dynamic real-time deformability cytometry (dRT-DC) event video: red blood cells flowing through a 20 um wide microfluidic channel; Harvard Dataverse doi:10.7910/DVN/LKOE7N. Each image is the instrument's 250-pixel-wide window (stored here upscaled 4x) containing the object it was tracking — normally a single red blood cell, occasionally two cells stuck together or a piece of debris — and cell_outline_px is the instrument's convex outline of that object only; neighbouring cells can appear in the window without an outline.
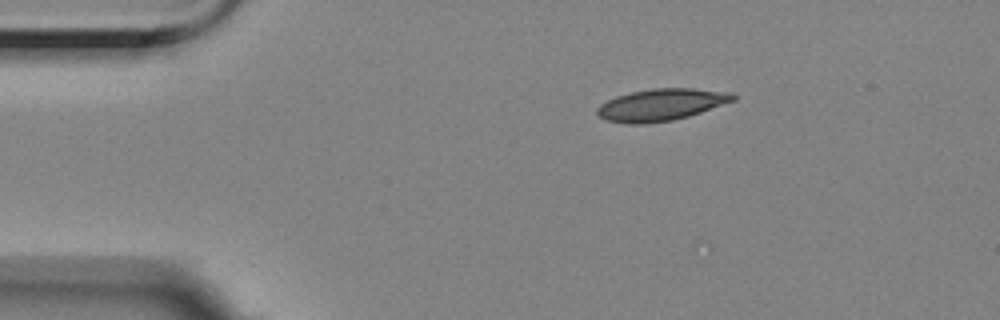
{"species": "Egyptian fruit bat (a non-hibernating species)", "species_latin": "Rousettus aegyptiacus", "temperature_condition": "room temperature", "stored_images_in_passage": 9, "camera_frame_rate_fps": 3000, "um_per_image_px": 0.085, "animal": {"sex": "female"}, "frame": {"image": 1, "passage_image": 1, "time_ms": 0.0, "image_size_px": [1000, 320], "cell_outline_px": [[736, 100], [688, 116], [672, 120], [640, 124], [628, 124], [604, 120], [596, 112], [596, 108], [600, 104], [616, 96], [632, 92], [652, 88], [692, 88], [732, 92], [736, 96]], "centroid_in_image_um": [56.19, 8.9], "position_along_channel_um": 28.8, "area_um2": 25.26}}
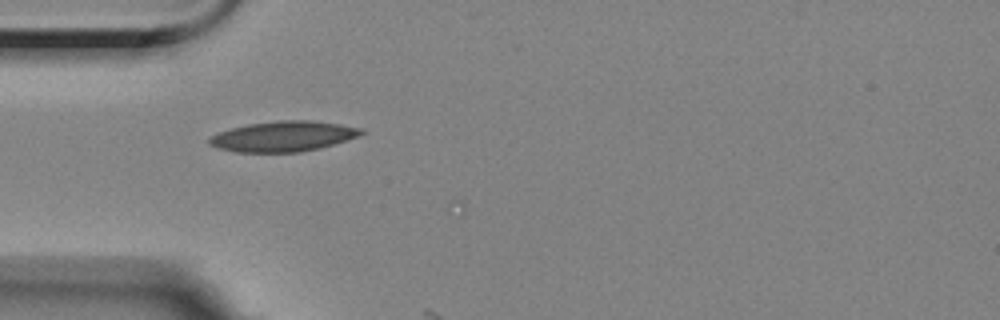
{"frame": {"image": 2, "passage_image": 8, "time_ms": 2.333, "image_size_px": [1000, 320], "cell_outline_px": [[364, 132], [360, 136], [348, 140], [320, 148], [300, 152], [236, 152], [216, 148], [208, 144], [208, 136], [232, 128], [248, 124], [276, 120], [312, 120], [340, 124], [364, 128]], "centroid_in_image_um": [24.09, 11.59], "position_along_channel_um": 60.9, "area_um2": 27.17}}